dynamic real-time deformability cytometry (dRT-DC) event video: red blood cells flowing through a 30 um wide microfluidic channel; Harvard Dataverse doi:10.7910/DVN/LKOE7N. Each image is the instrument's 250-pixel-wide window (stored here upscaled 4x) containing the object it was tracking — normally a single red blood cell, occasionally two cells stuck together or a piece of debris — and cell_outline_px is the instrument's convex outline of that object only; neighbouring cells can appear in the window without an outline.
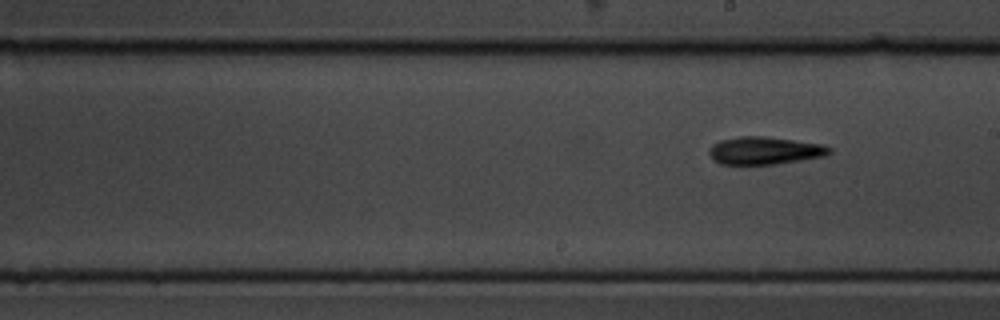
{"species": "common noctule bat (a hibernating species)", "species_latin": "Nyctalus noctula", "temperature_condition": "cold", "stored_images_in_passage": 8, "segment_of_instrument_passage": [2, 2], "camera_frame_rate_fps": 3000, "um_per_image_px": 0.085, "animal": {"sex": "male", "body_mass_g": 19.5, "forearm_length_mm": 54.6}, "frame": {"image": 1, "passage_image": 8, "time_ms": 9.0, "image_size_px": [1000, 320], "cell_outline_px": [[832, 152], [824, 156], [776, 164], [720, 164], [712, 160], [708, 152], [712, 144], [720, 140], [740, 136], [764, 136], [820, 144], [832, 148]], "centroid_in_image_um": [64.95, 12.8], "position_along_channel_um": 224.0, "area_um2": 19.31}}